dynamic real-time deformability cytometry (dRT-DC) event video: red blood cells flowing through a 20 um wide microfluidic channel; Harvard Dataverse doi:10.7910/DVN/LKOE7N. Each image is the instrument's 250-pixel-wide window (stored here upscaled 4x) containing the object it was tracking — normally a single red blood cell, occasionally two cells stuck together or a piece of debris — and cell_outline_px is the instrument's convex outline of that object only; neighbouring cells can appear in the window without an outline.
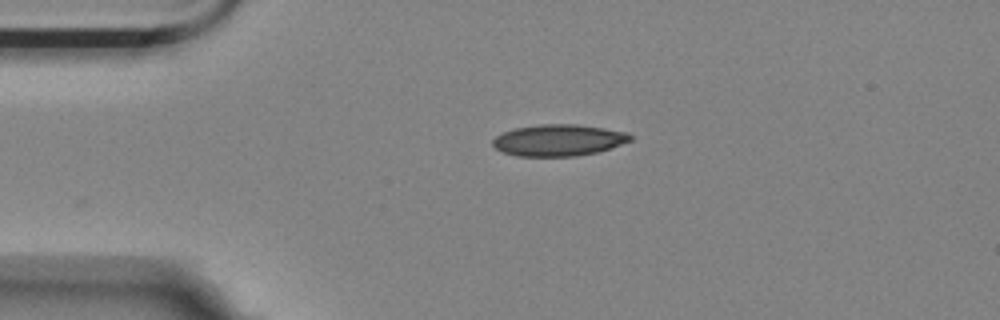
{"species": "Egyptian fruit bat (a non-hibernating species)", "species_latin": "Rousettus aegyptiacus", "temperature_condition": "room temperature", "stored_images_in_passage": 33, "camera_frame_rate_fps": 3000, "um_per_image_px": 0.085, "animal": {"sex": "female"}, "frame": {"image": 1, "passage_image": 1, "time_ms": 0.0, "image_size_px": [1000, 320], "cell_outline_px": [[632, 140], [596, 152], [576, 156], [516, 156], [504, 152], [496, 148], [492, 144], [492, 140], [496, 136], [504, 132], [516, 128], [540, 124], [576, 124], [604, 128], [628, 132], [632, 136]], "centroid_in_image_um": [47.47, 11.91], "position_along_channel_um": 37.5, "area_um2": 25.09}}
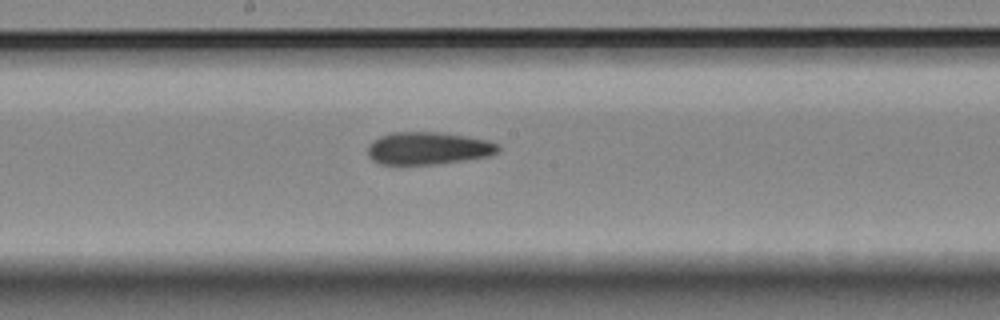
{"frame": {"image": 2, "passage_image": 18, "time_ms": 5.667, "image_size_px": [1000, 320], "cell_outline_px": [[500, 148], [496, 152], [488, 156], [464, 160], [436, 164], [380, 164], [372, 160], [368, 156], [368, 144], [372, 140], [380, 136], [392, 132], [440, 132], [488, 140], [500, 144]], "centroid_in_image_um": [36.37, 12.6], "position_along_channel_um": 211.8, "area_um2": 24.74}}
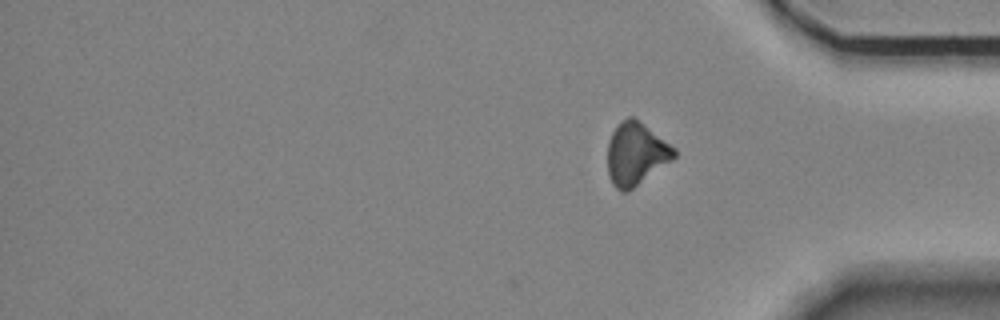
{"frame": {"image": 3, "passage_image": 33, "time_ms": 10.667, "image_size_px": [1000, 320], "cell_outline_px": [[676, 156], [672, 160], [628, 192], [620, 192], [612, 184], [608, 172], [608, 144], [612, 132], [628, 116], [636, 116], [676, 148]], "centroid_in_image_um": [54.08, 13.07], "position_along_channel_um": 381.1, "area_um2": 24.45}, "authors_computed_cell_mechanics": {"area_um2": 25.0852, "velocity_mm_per_s": 3.5659, "shape_relaxation_time_tau1_ms": null, "shape_relaxation_time_tau2_ms": 3.6588, "deformation_change_tau1": null, "deformation_change_tau2": 0.0902}}